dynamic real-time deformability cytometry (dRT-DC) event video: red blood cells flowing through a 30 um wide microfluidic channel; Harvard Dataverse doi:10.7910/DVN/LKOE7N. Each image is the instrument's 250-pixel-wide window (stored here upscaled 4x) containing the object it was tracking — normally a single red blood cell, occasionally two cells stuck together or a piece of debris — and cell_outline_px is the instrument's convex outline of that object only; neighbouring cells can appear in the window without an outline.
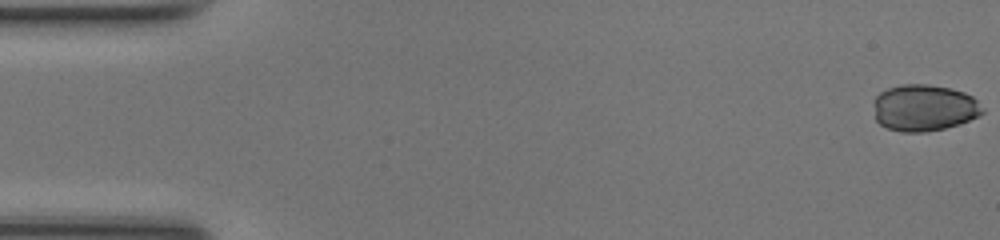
{"species": "common noctule bat (a hibernating species)", "species_latin": "Nyctalus noctula", "temperature_condition": "room temperature", "stored_images_in_passage": 46, "camera_frame_rate_fps": 3000, "um_per_image_px": 0.085, "animal": {"sex": "female", "body_mass_g": 17.0, "forearm_length_mm": 48.0}, "frame": {"image": 1, "passage_image": 1, "time_ms": 0.0, "image_size_px": [1000, 240], "cell_outline_px": [[984, 112], [960, 124], [944, 128], [924, 132], [904, 132], [888, 128], [880, 124], [876, 120], [872, 100], [880, 92], [888, 88], [900, 84], [928, 84], [952, 88], [964, 92], [972, 96], [984, 108]], "centroid_in_image_um": [78.52, 9.15], "position_along_channel_um": 6.5, "area_um2": 29.71}}
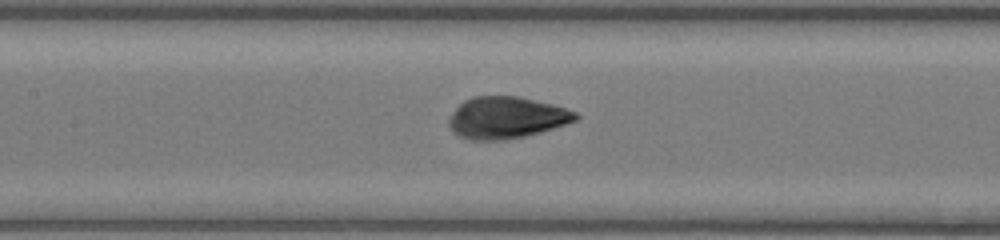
{"frame": {"image": 2, "passage_image": 23, "time_ms": 7.333, "image_size_px": [1000, 240], "cell_outline_px": [[580, 116], [576, 120], [568, 124], [540, 132], [524, 136], [504, 140], [472, 140], [460, 136], [452, 132], [448, 124], [448, 120], [452, 112], [464, 100], [472, 96], [516, 96], [552, 104], [576, 112]], "centroid_in_image_um": [43.03, 10.0], "position_along_channel_um": 164.4, "area_um2": 30.81}}
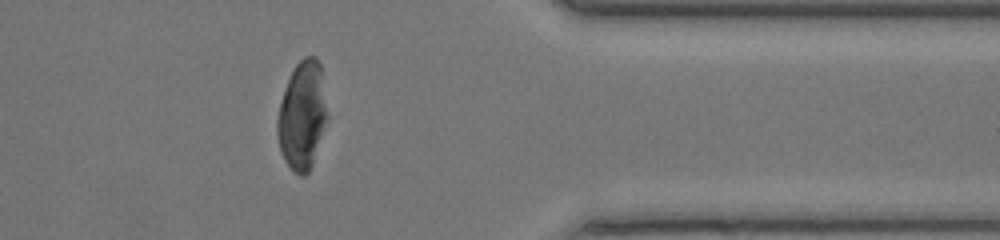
{"frame": {"image": 3, "passage_image": 40, "time_ms": 13.0, "image_size_px": [1000, 240], "cell_outline_px": [[328, 120], [312, 164], [308, 172], [304, 176], [300, 176], [284, 160], [280, 152], [276, 136], [276, 120], [280, 100], [284, 88], [292, 68], [304, 56], [316, 56], [320, 64], [328, 116]], "centroid_in_image_um": [25.67, 9.79], "position_along_channel_um": 385.7, "area_um2": 31.91}}